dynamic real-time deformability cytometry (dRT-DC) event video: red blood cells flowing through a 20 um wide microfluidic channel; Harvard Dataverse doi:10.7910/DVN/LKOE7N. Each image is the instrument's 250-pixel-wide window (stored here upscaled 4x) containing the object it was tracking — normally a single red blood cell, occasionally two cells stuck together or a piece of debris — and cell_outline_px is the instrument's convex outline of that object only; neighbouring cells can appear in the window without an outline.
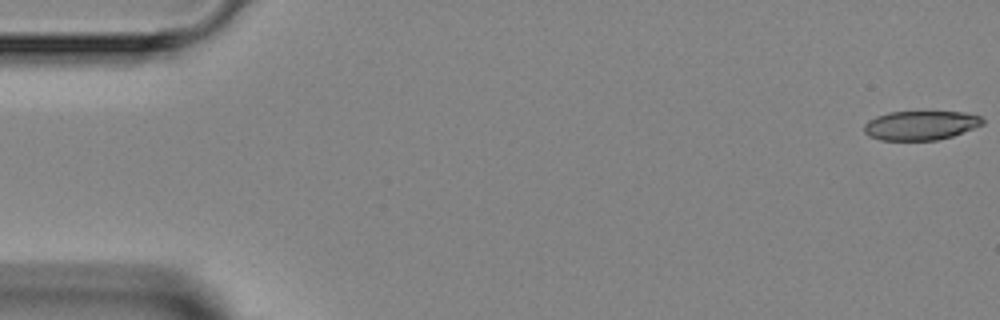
{"species": "Egyptian fruit bat (a non-hibernating species)", "species_latin": "Rousettus aegyptiacus", "temperature_condition": "room temperature", "stored_images_in_passage": 6, "camera_frame_rate_fps": 3000, "um_per_image_px": 0.085, "animal": {"sex": "female"}, "frame": {"image": 1, "passage_image": 1, "time_ms": 0.0, "image_size_px": [1000, 320], "cell_outline_px": [[984, 124], [952, 136], [936, 140], [880, 140], [868, 136], [864, 132], [864, 124], [868, 120], [876, 116], [888, 112], [964, 112], [980, 116], [984, 120]], "centroid_in_image_um": [78.23, 10.65], "position_along_channel_um": 6.8, "area_um2": 20.17}}
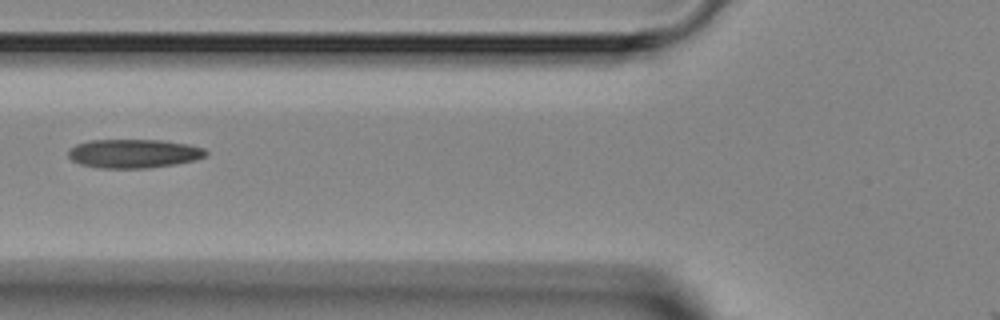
{"frame": {"image": 2, "passage_image": 5, "time_ms": 6.0, "image_size_px": [1000, 320], "cell_outline_px": [[208, 152], [204, 156], [196, 160], [172, 164], [144, 168], [104, 168], [80, 164], [72, 160], [68, 156], [68, 148], [76, 144], [88, 140], [164, 140], [188, 144], [204, 148]], "centroid_in_image_um": [11.34, 13.04], "position_along_channel_um": 114.5, "area_um2": 23.06}}
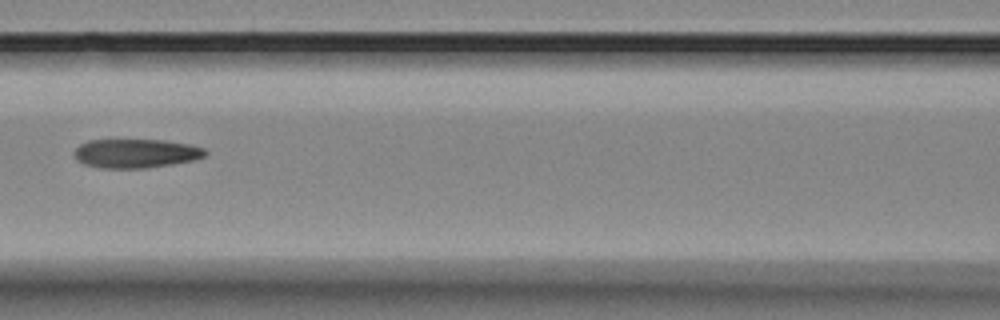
{"frame": {"image": 3, "passage_image": 6, "time_ms": 7.0, "image_size_px": [1000, 320], "cell_outline_px": [[208, 152], [204, 156], [196, 160], [148, 168], [100, 168], [84, 164], [76, 160], [72, 152], [80, 144], [88, 140], [168, 140], [192, 144], [204, 148]], "centroid_in_image_um": [11.56, 13.04], "position_along_channel_um": 155.0, "area_um2": 22.48}}